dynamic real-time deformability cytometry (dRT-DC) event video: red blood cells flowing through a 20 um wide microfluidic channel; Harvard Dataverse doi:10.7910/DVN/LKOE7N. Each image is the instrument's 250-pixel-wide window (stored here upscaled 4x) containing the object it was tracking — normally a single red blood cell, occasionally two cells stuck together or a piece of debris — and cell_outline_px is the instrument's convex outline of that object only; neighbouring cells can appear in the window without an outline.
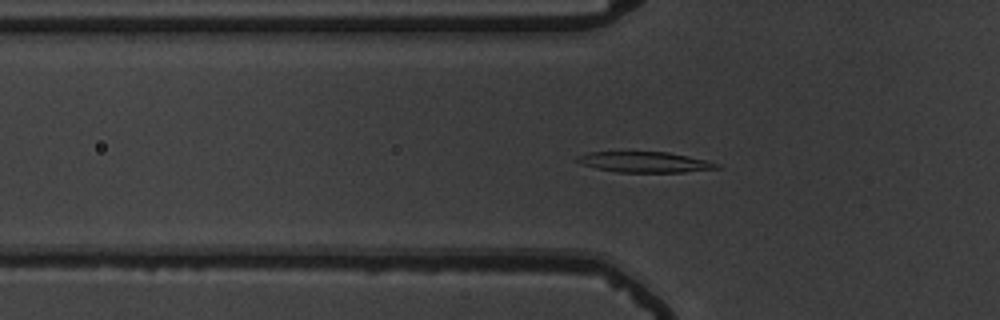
{"species": "common noctule bat (a hibernating species)", "species_latin": "Nyctalus noctula", "temperature_condition": "warm", "stored_images_in_passage": 55, "camera_frame_rate_fps": 3000, "um_per_image_px": 0.085, "animal": {"sex": "male", "body_mass_g": 19.5, "forearm_length_mm": 54.6}, "frame": {"image": 1, "passage_image": 19, "time_ms": 6.0, "image_size_px": [1000, 320], "cell_outline_px": [[720, 168], [684, 172], [616, 172], [596, 168], [580, 164], [572, 160], [576, 156], [588, 152], [668, 152], [708, 160], [720, 164]], "centroid_in_image_um": [54.76, 13.77], "position_along_channel_um": 71.0, "area_um2": 16.94}}
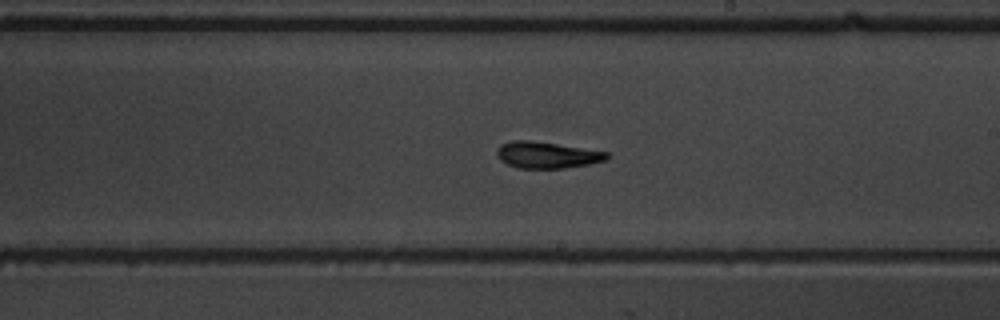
{"frame": {"image": 2, "passage_image": 33, "time_ms": 10.667, "image_size_px": [1000, 320], "cell_outline_px": [[608, 156], [604, 160], [588, 164], [564, 168], [516, 168], [500, 160], [496, 156], [496, 148], [500, 144], [512, 140], [528, 140], [556, 144], [608, 152]], "centroid_in_image_um": [46.4, 13.17], "position_along_channel_um": 242.6, "area_um2": 16.82}}
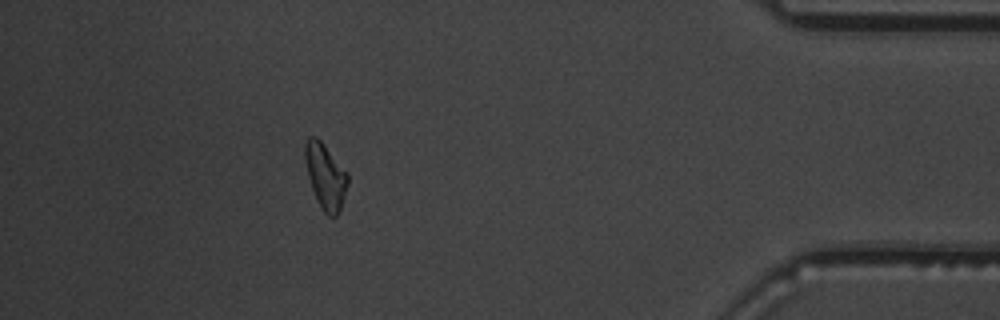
{"frame": {"image": 3, "passage_image": 50, "time_ms": 16.333, "image_size_px": [1000, 320], "cell_outline_px": [[348, 184], [340, 208], [336, 216], [328, 216], [324, 212], [312, 188], [308, 176], [304, 160], [304, 140], [308, 136], [316, 136], [324, 144], [348, 172]], "centroid_in_image_um": [27.65, 14.9], "position_along_channel_um": 407.6, "area_um2": 16.24}, "authors_computed_cell_mechanics": {"area_um2": 16.762, "velocity_mm_per_s": 3.6873, "shape_relaxation_time_tau1_ms": 4.2957, "shape_relaxation_time_tau2_ms": 2.0763, "deformation_change_tau1": 0.1875, "deformation_change_tau2": 0.1119}}